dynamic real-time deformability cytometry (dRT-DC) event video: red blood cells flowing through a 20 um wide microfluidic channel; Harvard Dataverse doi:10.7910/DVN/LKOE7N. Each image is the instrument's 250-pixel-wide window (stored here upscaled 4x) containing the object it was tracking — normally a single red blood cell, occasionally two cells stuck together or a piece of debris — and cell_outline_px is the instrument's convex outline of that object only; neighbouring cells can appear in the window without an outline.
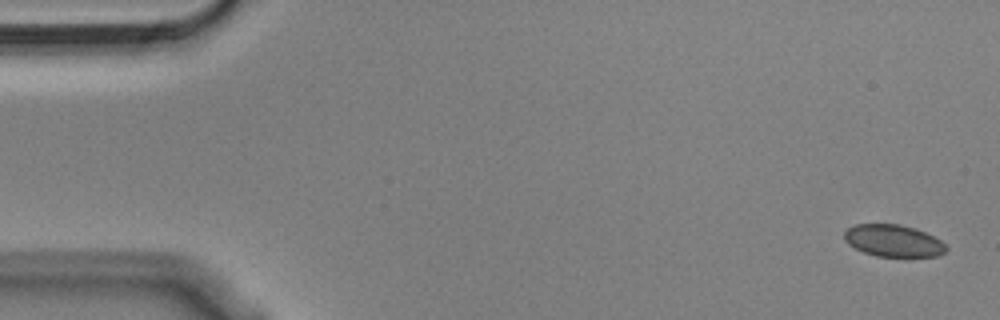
{"species": "Egyptian fruit bat (a non-hibernating species)", "species_latin": "Rousettus aegyptiacus", "temperature_condition": "cold", "stored_images_in_passage": 55, "camera_frame_rate_fps": 3000, "um_per_image_px": 0.085, "animal": {"sex": "male"}, "frame": {"image": 1, "passage_image": 1, "time_ms": 0.0, "image_size_px": [1000, 320], "cell_outline_px": [[948, 248], [944, 252], [936, 256], [876, 256], [864, 252], [848, 244], [844, 240], [844, 232], [848, 228], [856, 224], [900, 224], [924, 232], [940, 240]], "centroid_in_image_um": [75.9, 20.46], "position_along_channel_um": 9.1, "area_um2": 18.73}}
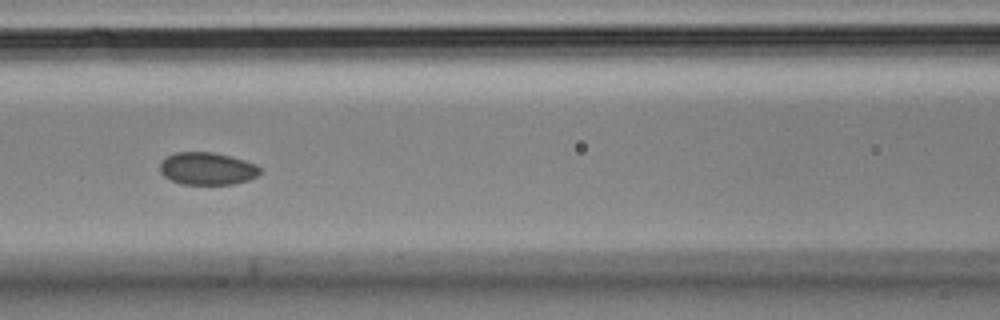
{"frame": {"image": 2, "passage_image": 23, "time_ms": 7.333, "image_size_px": [1000, 320], "cell_outline_px": [[260, 172], [256, 176], [248, 180], [232, 184], [180, 184], [164, 176], [160, 172], [160, 164], [168, 156], [176, 152], [212, 152], [244, 160], [256, 164], [260, 168]], "centroid_in_image_um": [17.61, 14.34], "position_along_channel_um": 149.0, "area_um2": 18.73}}
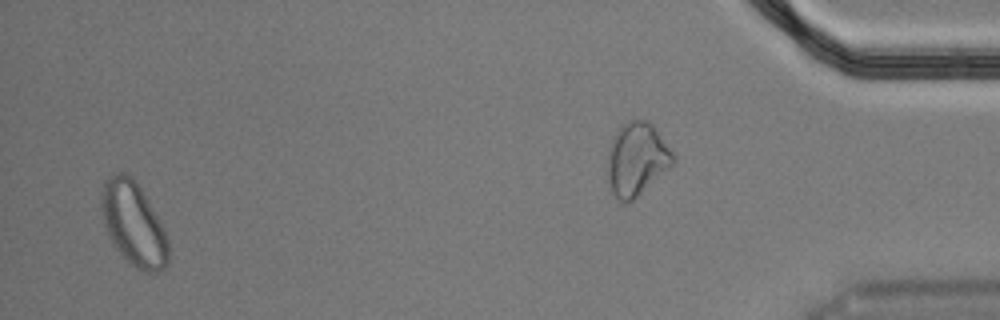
{"frame": {"image": 3, "passage_image": 53, "time_ms": 17.333, "image_size_px": [1000, 320], "cell_outline_px": [[168, 264], [160, 272], [144, 272], [136, 268], [112, 244], [108, 236], [104, 224], [100, 208], [100, 192], [104, 180], [112, 172], [124, 172], [132, 176], [140, 188], [156, 216], [168, 240]], "centroid_in_image_um": [11.3, 19.0], "position_along_channel_um": 423.9, "area_um2": 32.6}, "authors_computed_cell_mechanics": {"area_um2": 19.8254, "velocity_mm_per_s": 3.6041, "shape_relaxation_time_tau1_ms": null, "shape_relaxation_time_tau2_ms": 6.6373, "deformation_change_tau1": null, "deformation_change_tau2": 0.0664}}